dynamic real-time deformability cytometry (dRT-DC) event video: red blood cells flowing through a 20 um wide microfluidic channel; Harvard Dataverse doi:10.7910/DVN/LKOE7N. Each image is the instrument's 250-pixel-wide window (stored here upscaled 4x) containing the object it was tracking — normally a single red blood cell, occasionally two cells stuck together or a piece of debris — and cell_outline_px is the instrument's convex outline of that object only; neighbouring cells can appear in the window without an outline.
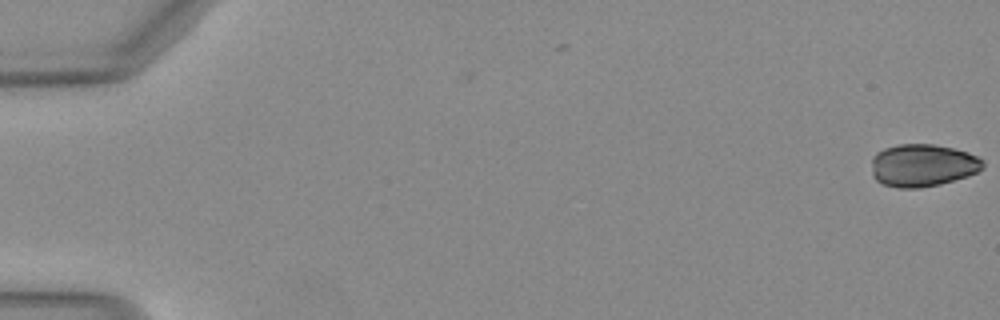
{"species": "Egyptian fruit bat (a non-hibernating species)", "species_latin": "Rousettus aegyptiacus", "temperature_condition": "warm", "stored_images_in_passage": 10, "camera_frame_rate_fps": 3000, "um_per_image_px": 0.085, "animal": {"sex": "female"}, "frame": {"image": 1, "passage_image": 1, "time_ms": 0.0, "image_size_px": [1000, 320], "cell_outline_px": [[984, 168], [968, 176], [940, 184], [920, 188], [896, 188], [884, 184], [876, 180], [872, 176], [872, 156], [876, 152], [884, 148], [900, 144], [932, 144], [952, 148], [968, 152], [984, 160]], "centroid_in_image_um": [78.41, 14.05], "position_along_channel_um": 6.6, "area_um2": 27.8}}